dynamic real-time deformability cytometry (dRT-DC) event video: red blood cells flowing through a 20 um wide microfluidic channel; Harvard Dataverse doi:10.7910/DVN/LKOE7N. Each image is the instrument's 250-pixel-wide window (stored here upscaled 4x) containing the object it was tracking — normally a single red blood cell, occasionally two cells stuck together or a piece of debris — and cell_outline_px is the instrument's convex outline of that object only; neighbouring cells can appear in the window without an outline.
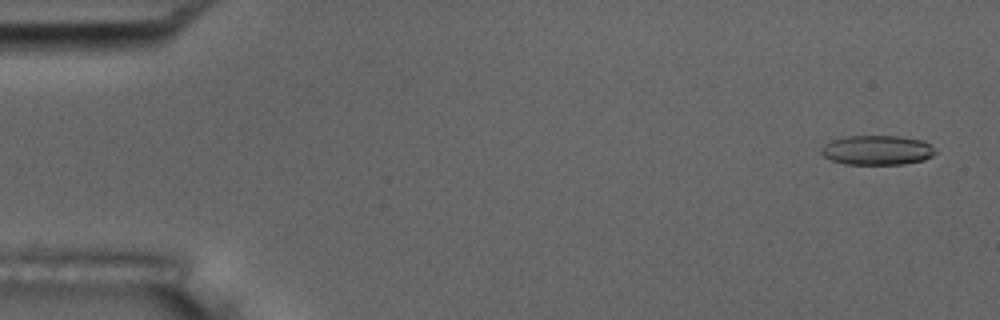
{"species": "common noctule bat (a hibernating species)", "species_latin": "Nyctalus noctula", "temperature_condition": "room temperature", "stored_images_in_passage": 55, "camera_frame_rate_fps": 3000, "um_per_image_px": 0.085, "animal": {"sex": "male", "body_mass_g": 17.5, "forearm_length_mm": 52.3}, "frame": {"image": 1, "passage_image": 3, "time_ms": 0.667, "image_size_px": [1000, 320], "cell_outline_px": [[936, 152], [932, 156], [924, 160], [904, 164], [844, 164], [832, 160], [824, 156], [820, 152], [820, 148], [824, 144], [832, 140], [844, 136], [900, 136], [924, 140], [936, 148]], "centroid_in_image_um": [74.57, 12.75], "position_along_channel_um": 10.4, "area_um2": 19.88}}
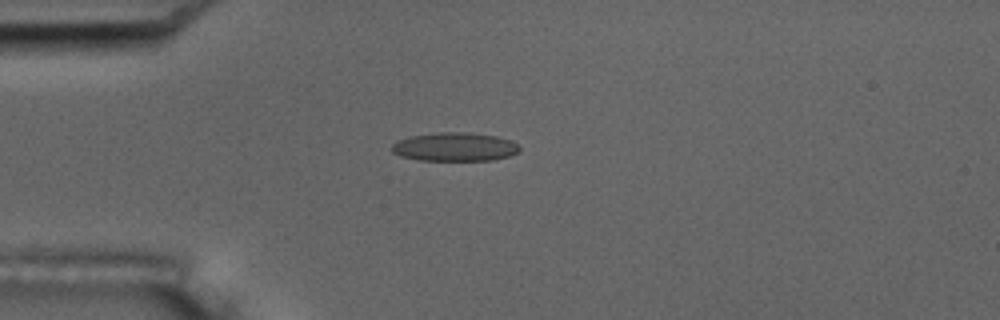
{"frame": {"image": 2, "passage_image": 15, "time_ms": 4.667, "image_size_px": [1000, 320], "cell_outline_px": [[520, 152], [512, 156], [492, 160], [420, 160], [400, 156], [392, 152], [388, 148], [396, 140], [412, 136], [440, 132], [468, 132], [496, 136], [512, 140], [520, 148]], "centroid_in_image_um": [38.65, 12.48], "position_along_channel_um": 46.3, "area_um2": 21.56}}
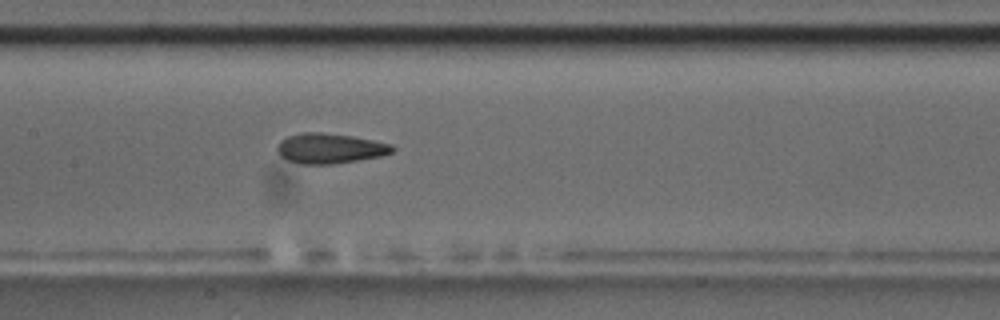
{"frame": {"image": 3, "passage_image": 27, "time_ms": 8.667, "image_size_px": [1000, 320], "cell_outline_px": [[396, 148], [392, 152], [380, 156], [332, 164], [300, 164], [288, 160], [280, 156], [276, 148], [280, 140], [288, 136], [300, 132], [320, 132], [352, 136], [392, 144]], "centroid_in_image_um": [28.01, 12.6], "position_along_channel_um": 179.4, "area_um2": 20.17}, "authors_computed_cell_mechanics": {"area_um2": 20.4034, "velocity_mm_per_s": 3.7285, "shape_relaxation_time_tau1_ms": 6.8772, "shape_relaxation_time_tau2_ms": 1.1908, "deformation_change_tau1": 0.179, "deformation_change_tau2": 0.0987}}